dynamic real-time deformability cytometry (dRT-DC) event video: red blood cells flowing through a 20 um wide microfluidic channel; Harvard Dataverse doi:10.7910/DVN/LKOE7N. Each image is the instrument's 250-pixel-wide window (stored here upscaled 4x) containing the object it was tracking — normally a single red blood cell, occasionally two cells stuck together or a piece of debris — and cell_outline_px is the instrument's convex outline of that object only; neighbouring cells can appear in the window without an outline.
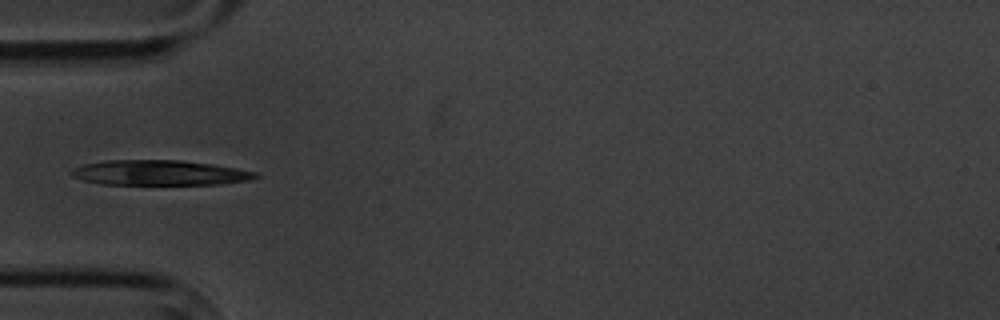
{"species": "common noctule bat (a hibernating species)", "species_latin": "Nyctalus noctula", "temperature_condition": "cold", "stored_images_in_passage": 6, "camera_frame_rate_fps": 3000, "um_per_image_px": 0.085, "animal": {"sex": "male", "body_mass_g": 20.1, "forearm_length_mm": 53.5}, "frame": {"image": 1, "passage_image": 4, "time_ms": 4.333, "image_size_px": [1000, 320], "cell_outline_px": [[260, 176], [252, 180], [220, 184], [100, 184], [84, 180], [72, 176], [68, 172], [72, 168], [84, 164], [104, 160], [180, 160], [212, 164], [236, 168], [256, 172]], "centroid_in_image_um": [13.55, 14.68], "position_along_channel_um": 71.4, "area_um2": 26.99}}
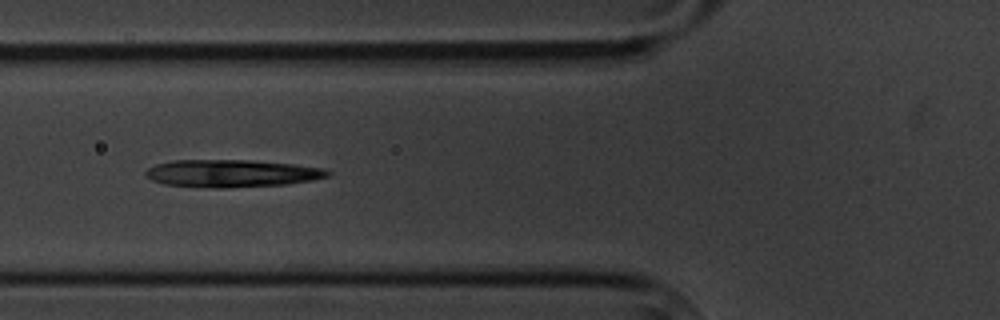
{"frame": {"image": 2, "passage_image": 5, "time_ms": 5.333, "image_size_px": [1000, 320], "cell_outline_px": [[332, 172], [328, 176], [312, 180], [288, 184], [224, 188], [212, 188], [164, 184], [152, 180], [144, 176], [144, 172], [148, 168], [156, 164], [172, 160], [252, 160], [292, 164], [324, 168]], "centroid_in_image_um": [19.67, 14.74], "position_along_channel_um": 106.1, "area_um2": 29.3}}
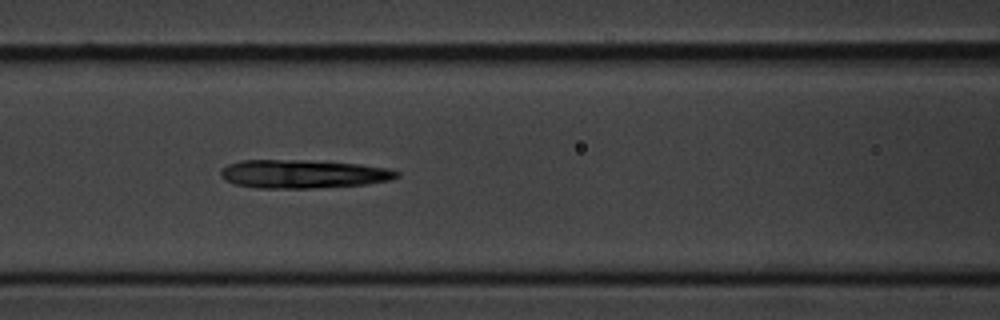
{"frame": {"image": 3, "passage_image": 6, "time_ms": 6.333, "image_size_px": [1000, 320], "cell_outline_px": [[400, 176], [392, 180], [368, 184], [312, 188], [256, 188], [232, 184], [224, 180], [220, 176], [220, 172], [228, 164], [240, 160], [304, 160], [360, 164], [388, 168], [400, 172]], "centroid_in_image_um": [25.77, 14.79], "position_along_channel_um": 140.8, "area_um2": 29.48}}